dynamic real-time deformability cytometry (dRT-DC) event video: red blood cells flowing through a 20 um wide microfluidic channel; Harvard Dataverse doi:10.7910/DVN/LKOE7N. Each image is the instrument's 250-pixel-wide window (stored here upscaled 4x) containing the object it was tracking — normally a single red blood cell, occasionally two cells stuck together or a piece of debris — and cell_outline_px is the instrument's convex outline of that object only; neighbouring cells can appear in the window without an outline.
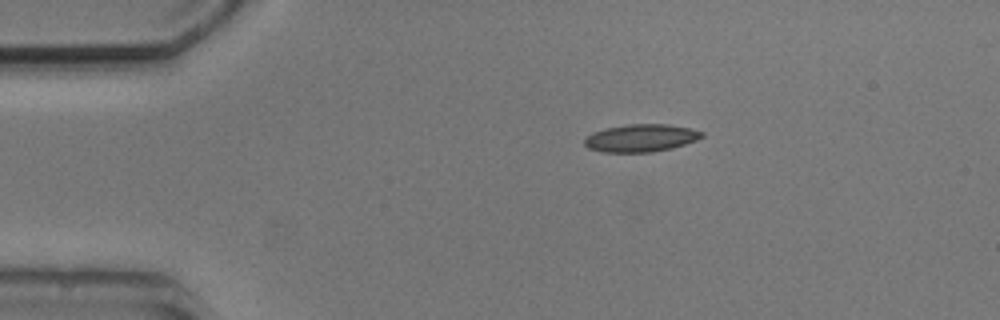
{"species": "common noctule bat (a hibernating species)", "species_latin": "Nyctalus noctula", "temperature_condition": "cold", "stored_images_in_passage": 2, "camera_frame_rate_fps": 3000, "um_per_image_px": 0.085, "animal": {"sex": "male", "body_mass_g": 20.5, "forearm_length_mm": 52.5}, "frame": {"image": 1, "passage_image": 1, "time_ms": 0.0, "image_size_px": [1000, 320], "cell_outline_px": [[704, 136], [696, 140], [672, 148], [652, 152], [604, 152], [588, 148], [584, 144], [584, 140], [592, 132], [608, 128], [628, 124], [668, 124], [688, 128], [704, 132]], "centroid_in_image_um": [54.48, 11.73], "position_along_channel_um": 30.5, "area_um2": 18.73}}